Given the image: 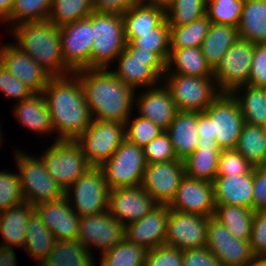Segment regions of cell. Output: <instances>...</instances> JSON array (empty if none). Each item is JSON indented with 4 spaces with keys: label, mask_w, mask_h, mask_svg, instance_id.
Returning a JSON list of instances; mask_svg holds the SVG:
<instances>
[{
    "label": "cell",
    "mask_w": 266,
    "mask_h": 266,
    "mask_svg": "<svg viewBox=\"0 0 266 266\" xmlns=\"http://www.w3.org/2000/svg\"><path fill=\"white\" fill-rule=\"evenodd\" d=\"M51 116L55 140H76L89 127L92 116L82 85L73 73L51 77L42 91Z\"/></svg>",
    "instance_id": "6da1fadb"
},
{
    "label": "cell",
    "mask_w": 266,
    "mask_h": 266,
    "mask_svg": "<svg viewBox=\"0 0 266 266\" xmlns=\"http://www.w3.org/2000/svg\"><path fill=\"white\" fill-rule=\"evenodd\" d=\"M82 85L92 119L126 124L135 90L117 78L110 68H89L74 72Z\"/></svg>",
    "instance_id": "7a4b0ae2"
},
{
    "label": "cell",
    "mask_w": 266,
    "mask_h": 266,
    "mask_svg": "<svg viewBox=\"0 0 266 266\" xmlns=\"http://www.w3.org/2000/svg\"><path fill=\"white\" fill-rule=\"evenodd\" d=\"M22 52L31 56L52 77L74 72L65 64L61 53V38L57 26L48 20L25 22L9 29Z\"/></svg>",
    "instance_id": "3957f363"
},
{
    "label": "cell",
    "mask_w": 266,
    "mask_h": 266,
    "mask_svg": "<svg viewBox=\"0 0 266 266\" xmlns=\"http://www.w3.org/2000/svg\"><path fill=\"white\" fill-rule=\"evenodd\" d=\"M244 117L231 93H221L203 112H197L198 142L216 141L220 149H235Z\"/></svg>",
    "instance_id": "277c9868"
},
{
    "label": "cell",
    "mask_w": 266,
    "mask_h": 266,
    "mask_svg": "<svg viewBox=\"0 0 266 266\" xmlns=\"http://www.w3.org/2000/svg\"><path fill=\"white\" fill-rule=\"evenodd\" d=\"M115 61H118L116 70L110 69L111 72L135 91L162 82L165 63L154 52L141 50L127 42Z\"/></svg>",
    "instance_id": "5b68a950"
},
{
    "label": "cell",
    "mask_w": 266,
    "mask_h": 266,
    "mask_svg": "<svg viewBox=\"0 0 266 266\" xmlns=\"http://www.w3.org/2000/svg\"><path fill=\"white\" fill-rule=\"evenodd\" d=\"M14 154L24 202L35 207L64 196V191L49 175L39 156L36 158L17 149Z\"/></svg>",
    "instance_id": "8992f818"
},
{
    "label": "cell",
    "mask_w": 266,
    "mask_h": 266,
    "mask_svg": "<svg viewBox=\"0 0 266 266\" xmlns=\"http://www.w3.org/2000/svg\"><path fill=\"white\" fill-rule=\"evenodd\" d=\"M87 18L93 25L91 68H110L127 43L123 17L93 11Z\"/></svg>",
    "instance_id": "52a82bcc"
},
{
    "label": "cell",
    "mask_w": 266,
    "mask_h": 266,
    "mask_svg": "<svg viewBox=\"0 0 266 266\" xmlns=\"http://www.w3.org/2000/svg\"><path fill=\"white\" fill-rule=\"evenodd\" d=\"M162 82L178 111L203 112L221 94L213 77L164 73Z\"/></svg>",
    "instance_id": "ba28073f"
},
{
    "label": "cell",
    "mask_w": 266,
    "mask_h": 266,
    "mask_svg": "<svg viewBox=\"0 0 266 266\" xmlns=\"http://www.w3.org/2000/svg\"><path fill=\"white\" fill-rule=\"evenodd\" d=\"M39 156L49 175L65 192L91 165L75 140H54Z\"/></svg>",
    "instance_id": "9c48e42d"
},
{
    "label": "cell",
    "mask_w": 266,
    "mask_h": 266,
    "mask_svg": "<svg viewBox=\"0 0 266 266\" xmlns=\"http://www.w3.org/2000/svg\"><path fill=\"white\" fill-rule=\"evenodd\" d=\"M109 190L102 168L90 166L64 192V196L81 218L107 211Z\"/></svg>",
    "instance_id": "30bf717a"
},
{
    "label": "cell",
    "mask_w": 266,
    "mask_h": 266,
    "mask_svg": "<svg viewBox=\"0 0 266 266\" xmlns=\"http://www.w3.org/2000/svg\"><path fill=\"white\" fill-rule=\"evenodd\" d=\"M146 164L143 148L125 139L100 167L109 189H114L140 186Z\"/></svg>",
    "instance_id": "8fae6325"
},
{
    "label": "cell",
    "mask_w": 266,
    "mask_h": 266,
    "mask_svg": "<svg viewBox=\"0 0 266 266\" xmlns=\"http://www.w3.org/2000/svg\"><path fill=\"white\" fill-rule=\"evenodd\" d=\"M126 139V125L118 121L92 119L75 141L91 166H101Z\"/></svg>",
    "instance_id": "7c38bea8"
},
{
    "label": "cell",
    "mask_w": 266,
    "mask_h": 266,
    "mask_svg": "<svg viewBox=\"0 0 266 266\" xmlns=\"http://www.w3.org/2000/svg\"><path fill=\"white\" fill-rule=\"evenodd\" d=\"M255 44L238 38L213 70V78L221 93L248 85Z\"/></svg>",
    "instance_id": "4fadbf2b"
},
{
    "label": "cell",
    "mask_w": 266,
    "mask_h": 266,
    "mask_svg": "<svg viewBox=\"0 0 266 266\" xmlns=\"http://www.w3.org/2000/svg\"><path fill=\"white\" fill-rule=\"evenodd\" d=\"M206 248L222 266H253L255 261L250 242L235 238L213 217L207 224Z\"/></svg>",
    "instance_id": "5bb4252c"
},
{
    "label": "cell",
    "mask_w": 266,
    "mask_h": 266,
    "mask_svg": "<svg viewBox=\"0 0 266 266\" xmlns=\"http://www.w3.org/2000/svg\"><path fill=\"white\" fill-rule=\"evenodd\" d=\"M61 38V53L65 64L76 72L91 68L93 25L88 18L58 27Z\"/></svg>",
    "instance_id": "9a60e30c"
},
{
    "label": "cell",
    "mask_w": 266,
    "mask_h": 266,
    "mask_svg": "<svg viewBox=\"0 0 266 266\" xmlns=\"http://www.w3.org/2000/svg\"><path fill=\"white\" fill-rule=\"evenodd\" d=\"M209 218L169 209L165 245L179 250L206 247Z\"/></svg>",
    "instance_id": "2e32d148"
},
{
    "label": "cell",
    "mask_w": 266,
    "mask_h": 266,
    "mask_svg": "<svg viewBox=\"0 0 266 266\" xmlns=\"http://www.w3.org/2000/svg\"><path fill=\"white\" fill-rule=\"evenodd\" d=\"M185 175L182 160L147 163L141 186L159 205H169Z\"/></svg>",
    "instance_id": "e0dca14e"
},
{
    "label": "cell",
    "mask_w": 266,
    "mask_h": 266,
    "mask_svg": "<svg viewBox=\"0 0 266 266\" xmlns=\"http://www.w3.org/2000/svg\"><path fill=\"white\" fill-rule=\"evenodd\" d=\"M125 238V227L107 210L80 218L77 240L88 250L101 249L102 254Z\"/></svg>",
    "instance_id": "ac0fdd59"
},
{
    "label": "cell",
    "mask_w": 266,
    "mask_h": 266,
    "mask_svg": "<svg viewBox=\"0 0 266 266\" xmlns=\"http://www.w3.org/2000/svg\"><path fill=\"white\" fill-rule=\"evenodd\" d=\"M34 207L22 202L15 207L0 212V266H17L14 247L23 248L25 244L26 225Z\"/></svg>",
    "instance_id": "d6986e66"
},
{
    "label": "cell",
    "mask_w": 266,
    "mask_h": 266,
    "mask_svg": "<svg viewBox=\"0 0 266 266\" xmlns=\"http://www.w3.org/2000/svg\"><path fill=\"white\" fill-rule=\"evenodd\" d=\"M158 205L141 185L109 190L108 211L124 227L139 221Z\"/></svg>",
    "instance_id": "ffe728a7"
},
{
    "label": "cell",
    "mask_w": 266,
    "mask_h": 266,
    "mask_svg": "<svg viewBox=\"0 0 266 266\" xmlns=\"http://www.w3.org/2000/svg\"><path fill=\"white\" fill-rule=\"evenodd\" d=\"M0 64L34 94H42L52 77L31 56L12 43L0 46Z\"/></svg>",
    "instance_id": "44dd1931"
},
{
    "label": "cell",
    "mask_w": 266,
    "mask_h": 266,
    "mask_svg": "<svg viewBox=\"0 0 266 266\" xmlns=\"http://www.w3.org/2000/svg\"><path fill=\"white\" fill-rule=\"evenodd\" d=\"M168 206L169 209L179 212L213 217L216 203L212 182L193 179L185 175L174 199Z\"/></svg>",
    "instance_id": "7402d4cb"
},
{
    "label": "cell",
    "mask_w": 266,
    "mask_h": 266,
    "mask_svg": "<svg viewBox=\"0 0 266 266\" xmlns=\"http://www.w3.org/2000/svg\"><path fill=\"white\" fill-rule=\"evenodd\" d=\"M34 210L57 241L77 240L80 217L65 196L36 205Z\"/></svg>",
    "instance_id": "603a6c76"
},
{
    "label": "cell",
    "mask_w": 266,
    "mask_h": 266,
    "mask_svg": "<svg viewBox=\"0 0 266 266\" xmlns=\"http://www.w3.org/2000/svg\"><path fill=\"white\" fill-rule=\"evenodd\" d=\"M135 96L134 104L138 108L139 116L149 119L166 131L178 110L164 84L161 82L158 86L145 88L140 95L136 92Z\"/></svg>",
    "instance_id": "cb8c5ba5"
},
{
    "label": "cell",
    "mask_w": 266,
    "mask_h": 266,
    "mask_svg": "<svg viewBox=\"0 0 266 266\" xmlns=\"http://www.w3.org/2000/svg\"><path fill=\"white\" fill-rule=\"evenodd\" d=\"M168 205H158L139 221L125 226V238L146 247L148 250L165 245Z\"/></svg>",
    "instance_id": "d4e9b609"
},
{
    "label": "cell",
    "mask_w": 266,
    "mask_h": 266,
    "mask_svg": "<svg viewBox=\"0 0 266 266\" xmlns=\"http://www.w3.org/2000/svg\"><path fill=\"white\" fill-rule=\"evenodd\" d=\"M212 184L216 205L253 209V170L242 175L216 176Z\"/></svg>",
    "instance_id": "484cf974"
},
{
    "label": "cell",
    "mask_w": 266,
    "mask_h": 266,
    "mask_svg": "<svg viewBox=\"0 0 266 266\" xmlns=\"http://www.w3.org/2000/svg\"><path fill=\"white\" fill-rule=\"evenodd\" d=\"M166 132L177 159L185 160L197 149V112L178 111Z\"/></svg>",
    "instance_id": "4316f807"
},
{
    "label": "cell",
    "mask_w": 266,
    "mask_h": 266,
    "mask_svg": "<svg viewBox=\"0 0 266 266\" xmlns=\"http://www.w3.org/2000/svg\"><path fill=\"white\" fill-rule=\"evenodd\" d=\"M16 103L13 115L22 126L37 134H43V136L48 134L50 136L54 132L48 106L42 94H33Z\"/></svg>",
    "instance_id": "83f0119b"
},
{
    "label": "cell",
    "mask_w": 266,
    "mask_h": 266,
    "mask_svg": "<svg viewBox=\"0 0 266 266\" xmlns=\"http://www.w3.org/2000/svg\"><path fill=\"white\" fill-rule=\"evenodd\" d=\"M126 42H131L139 34L151 33L166 18L165 10L160 7L147 5L138 0L123 15Z\"/></svg>",
    "instance_id": "f1b7e54d"
},
{
    "label": "cell",
    "mask_w": 266,
    "mask_h": 266,
    "mask_svg": "<svg viewBox=\"0 0 266 266\" xmlns=\"http://www.w3.org/2000/svg\"><path fill=\"white\" fill-rule=\"evenodd\" d=\"M221 150L216 141L198 142L197 149L183 160L186 176L213 182Z\"/></svg>",
    "instance_id": "f546056e"
},
{
    "label": "cell",
    "mask_w": 266,
    "mask_h": 266,
    "mask_svg": "<svg viewBox=\"0 0 266 266\" xmlns=\"http://www.w3.org/2000/svg\"><path fill=\"white\" fill-rule=\"evenodd\" d=\"M165 73H177L193 77H213L201 47L170 49Z\"/></svg>",
    "instance_id": "4dcf8cb0"
},
{
    "label": "cell",
    "mask_w": 266,
    "mask_h": 266,
    "mask_svg": "<svg viewBox=\"0 0 266 266\" xmlns=\"http://www.w3.org/2000/svg\"><path fill=\"white\" fill-rule=\"evenodd\" d=\"M237 29L239 38L266 43V0H244Z\"/></svg>",
    "instance_id": "1f68e13d"
},
{
    "label": "cell",
    "mask_w": 266,
    "mask_h": 266,
    "mask_svg": "<svg viewBox=\"0 0 266 266\" xmlns=\"http://www.w3.org/2000/svg\"><path fill=\"white\" fill-rule=\"evenodd\" d=\"M238 38L237 27L211 23L201 50L212 70L218 66L222 57Z\"/></svg>",
    "instance_id": "d6a6232c"
},
{
    "label": "cell",
    "mask_w": 266,
    "mask_h": 266,
    "mask_svg": "<svg viewBox=\"0 0 266 266\" xmlns=\"http://www.w3.org/2000/svg\"><path fill=\"white\" fill-rule=\"evenodd\" d=\"M92 254L78 240H56L49 255L38 266H95Z\"/></svg>",
    "instance_id": "836d02e7"
},
{
    "label": "cell",
    "mask_w": 266,
    "mask_h": 266,
    "mask_svg": "<svg viewBox=\"0 0 266 266\" xmlns=\"http://www.w3.org/2000/svg\"><path fill=\"white\" fill-rule=\"evenodd\" d=\"M231 94L238 102L245 123L266 127V97L262 87L243 85Z\"/></svg>",
    "instance_id": "e575fe53"
},
{
    "label": "cell",
    "mask_w": 266,
    "mask_h": 266,
    "mask_svg": "<svg viewBox=\"0 0 266 266\" xmlns=\"http://www.w3.org/2000/svg\"><path fill=\"white\" fill-rule=\"evenodd\" d=\"M56 239L34 210L27 221L24 249L36 259L37 266L49 255Z\"/></svg>",
    "instance_id": "d590c367"
},
{
    "label": "cell",
    "mask_w": 266,
    "mask_h": 266,
    "mask_svg": "<svg viewBox=\"0 0 266 266\" xmlns=\"http://www.w3.org/2000/svg\"><path fill=\"white\" fill-rule=\"evenodd\" d=\"M254 215L253 209L235 205H216L213 218L224 225L235 238L249 241Z\"/></svg>",
    "instance_id": "8d00e7d4"
},
{
    "label": "cell",
    "mask_w": 266,
    "mask_h": 266,
    "mask_svg": "<svg viewBox=\"0 0 266 266\" xmlns=\"http://www.w3.org/2000/svg\"><path fill=\"white\" fill-rule=\"evenodd\" d=\"M253 167L266 165L265 127L244 123L235 148Z\"/></svg>",
    "instance_id": "74e56055"
},
{
    "label": "cell",
    "mask_w": 266,
    "mask_h": 266,
    "mask_svg": "<svg viewBox=\"0 0 266 266\" xmlns=\"http://www.w3.org/2000/svg\"><path fill=\"white\" fill-rule=\"evenodd\" d=\"M148 249L126 238L101 254L100 266H144Z\"/></svg>",
    "instance_id": "f35d334b"
},
{
    "label": "cell",
    "mask_w": 266,
    "mask_h": 266,
    "mask_svg": "<svg viewBox=\"0 0 266 266\" xmlns=\"http://www.w3.org/2000/svg\"><path fill=\"white\" fill-rule=\"evenodd\" d=\"M211 21L202 18L182 26H170V49L201 47L208 33Z\"/></svg>",
    "instance_id": "ab89813d"
},
{
    "label": "cell",
    "mask_w": 266,
    "mask_h": 266,
    "mask_svg": "<svg viewBox=\"0 0 266 266\" xmlns=\"http://www.w3.org/2000/svg\"><path fill=\"white\" fill-rule=\"evenodd\" d=\"M93 11L92 0H53L48 21L61 27L87 18Z\"/></svg>",
    "instance_id": "60d3db41"
},
{
    "label": "cell",
    "mask_w": 266,
    "mask_h": 266,
    "mask_svg": "<svg viewBox=\"0 0 266 266\" xmlns=\"http://www.w3.org/2000/svg\"><path fill=\"white\" fill-rule=\"evenodd\" d=\"M53 0H15L9 18L10 29L25 22L48 20Z\"/></svg>",
    "instance_id": "b9f144b4"
},
{
    "label": "cell",
    "mask_w": 266,
    "mask_h": 266,
    "mask_svg": "<svg viewBox=\"0 0 266 266\" xmlns=\"http://www.w3.org/2000/svg\"><path fill=\"white\" fill-rule=\"evenodd\" d=\"M207 0H173L165 10L169 26L190 24L206 15Z\"/></svg>",
    "instance_id": "7bdbcfd3"
},
{
    "label": "cell",
    "mask_w": 266,
    "mask_h": 266,
    "mask_svg": "<svg viewBox=\"0 0 266 266\" xmlns=\"http://www.w3.org/2000/svg\"><path fill=\"white\" fill-rule=\"evenodd\" d=\"M130 43L141 50L154 52L166 64L170 54V26L165 19L151 33L139 34Z\"/></svg>",
    "instance_id": "ee69618b"
},
{
    "label": "cell",
    "mask_w": 266,
    "mask_h": 266,
    "mask_svg": "<svg viewBox=\"0 0 266 266\" xmlns=\"http://www.w3.org/2000/svg\"><path fill=\"white\" fill-rule=\"evenodd\" d=\"M244 0H207L206 16L214 24L238 27Z\"/></svg>",
    "instance_id": "f6af8a7d"
},
{
    "label": "cell",
    "mask_w": 266,
    "mask_h": 266,
    "mask_svg": "<svg viewBox=\"0 0 266 266\" xmlns=\"http://www.w3.org/2000/svg\"><path fill=\"white\" fill-rule=\"evenodd\" d=\"M130 116L126 122V139L140 148H144L164 130L149 119Z\"/></svg>",
    "instance_id": "bcb514c9"
},
{
    "label": "cell",
    "mask_w": 266,
    "mask_h": 266,
    "mask_svg": "<svg viewBox=\"0 0 266 266\" xmlns=\"http://www.w3.org/2000/svg\"><path fill=\"white\" fill-rule=\"evenodd\" d=\"M24 202L19 173L0 171V212Z\"/></svg>",
    "instance_id": "7dc6e473"
},
{
    "label": "cell",
    "mask_w": 266,
    "mask_h": 266,
    "mask_svg": "<svg viewBox=\"0 0 266 266\" xmlns=\"http://www.w3.org/2000/svg\"><path fill=\"white\" fill-rule=\"evenodd\" d=\"M254 167L236 150L222 149L216 176L242 175L250 173Z\"/></svg>",
    "instance_id": "c3c4849f"
},
{
    "label": "cell",
    "mask_w": 266,
    "mask_h": 266,
    "mask_svg": "<svg viewBox=\"0 0 266 266\" xmlns=\"http://www.w3.org/2000/svg\"><path fill=\"white\" fill-rule=\"evenodd\" d=\"M146 163L168 162L177 159L171 139L166 131L161 132L156 138L143 148Z\"/></svg>",
    "instance_id": "681fc988"
},
{
    "label": "cell",
    "mask_w": 266,
    "mask_h": 266,
    "mask_svg": "<svg viewBox=\"0 0 266 266\" xmlns=\"http://www.w3.org/2000/svg\"><path fill=\"white\" fill-rule=\"evenodd\" d=\"M0 91L5 94L7 99H16L20 102L29 98L34 93L22 83L17 77L13 76L3 65L0 64Z\"/></svg>",
    "instance_id": "f907efd6"
},
{
    "label": "cell",
    "mask_w": 266,
    "mask_h": 266,
    "mask_svg": "<svg viewBox=\"0 0 266 266\" xmlns=\"http://www.w3.org/2000/svg\"><path fill=\"white\" fill-rule=\"evenodd\" d=\"M144 266H183L182 250L167 245L150 249Z\"/></svg>",
    "instance_id": "816d5d0a"
},
{
    "label": "cell",
    "mask_w": 266,
    "mask_h": 266,
    "mask_svg": "<svg viewBox=\"0 0 266 266\" xmlns=\"http://www.w3.org/2000/svg\"><path fill=\"white\" fill-rule=\"evenodd\" d=\"M249 242L255 257L266 254V209L255 211Z\"/></svg>",
    "instance_id": "f5cc1de1"
},
{
    "label": "cell",
    "mask_w": 266,
    "mask_h": 266,
    "mask_svg": "<svg viewBox=\"0 0 266 266\" xmlns=\"http://www.w3.org/2000/svg\"><path fill=\"white\" fill-rule=\"evenodd\" d=\"M248 85L266 86V43L255 44Z\"/></svg>",
    "instance_id": "db71d44e"
},
{
    "label": "cell",
    "mask_w": 266,
    "mask_h": 266,
    "mask_svg": "<svg viewBox=\"0 0 266 266\" xmlns=\"http://www.w3.org/2000/svg\"><path fill=\"white\" fill-rule=\"evenodd\" d=\"M182 263L183 266H222L206 247L182 250Z\"/></svg>",
    "instance_id": "11a10c76"
},
{
    "label": "cell",
    "mask_w": 266,
    "mask_h": 266,
    "mask_svg": "<svg viewBox=\"0 0 266 266\" xmlns=\"http://www.w3.org/2000/svg\"><path fill=\"white\" fill-rule=\"evenodd\" d=\"M266 209V165L253 169V210Z\"/></svg>",
    "instance_id": "9f6ffc18"
},
{
    "label": "cell",
    "mask_w": 266,
    "mask_h": 266,
    "mask_svg": "<svg viewBox=\"0 0 266 266\" xmlns=\"http://www.w3.org/2000/svg\"><path fill=\"white\" fill-rule=\"evenodd\" d=\"M138 0H92L93 10L99 13L123 15Z\"/></svg>",
    "instance_id": "6f0895ef"
},
{
    "label": "cell",
    "mask_w": 266,
    "mask_h": 266,
    "mask_svg": "<svg viewBox=\"0 0 266 266\" xmlns=\"http://www.w3.org/2000/svg\"><path fill=\"white\" fill-rule=\"evenodd\" d=\"M15 0H0V21L2 24L9 18ZM4 22V23H3Z\"/></svg>",
    "instance_id": "680465c9"
},
{
    "label": "cell",
    "mask_w": 266,
    "mask_h": 266,
    "mask_svg": "<svg viewBox=\"0 0 266 266\" xmlns=\"http://www.w3.org/2000/svg\"><path fill=\"white\" fill-rule=\"evenodd\" d=\"M140 1L147 5L160 7L166 10L173 0H140Z\"/></svg>",
    "instance_id": "91938a15"
},
{
    "label": "cell",
    "mask_w": 266,
    "mask_h": 266,
    "mask_svg": "<svg viewBox=\"0 0 266 266\" xmlns=\"http://www.w3.org/2000/svg\"><path fill=\"white\" fill-rule=\"evenodd\" d=\"M253 266H266V254L255 257Z\"/></svg>",
    "instance_id": "94428289"
},
{
    "label": "cell",
    "mask_w": 266,
    "mask_h": 266,
    "mask_svg": "<svg viewBox=\"0 0 266 266\" xmlns=\"http://www.w3.org/2000/svg\"><path fill=\"white\" fill-rule=\"evenodd\" d=\"M1 127V126H0ZM3 137H2V132H1V130H0V149H1V144H2V142H4V141H2L3 139H2Z\"/></svg>",
    "instance_id": "6125c7cd"
},
{
    "label": "cell",
    "mask_w": 266,
    "mask_h": 266,
    "mask_svg": "<svg viewBox=\"0 0 266 266\" xmlns=\"http://www.w3.org/2000/svg\"><path fill=\"white\" fill-rule=\"evenodd\" d=\"M262 88H263V91H264V94H265V97H266V86H264Z\"/></svg>",
    "instance_id": "be15d7a7"
}]
</instances>
